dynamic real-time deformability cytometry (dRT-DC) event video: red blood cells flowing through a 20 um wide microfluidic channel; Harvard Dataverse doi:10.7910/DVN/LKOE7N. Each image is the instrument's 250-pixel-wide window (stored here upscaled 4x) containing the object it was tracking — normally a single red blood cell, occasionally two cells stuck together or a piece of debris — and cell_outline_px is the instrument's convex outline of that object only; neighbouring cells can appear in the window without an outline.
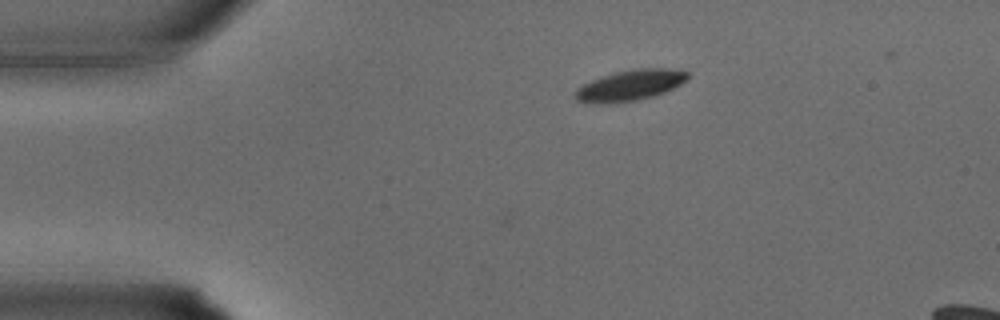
{"species": "common noctule bat (a hibernating species)", "species_latin": "Nyctalus noctula", "temperature_condition": "warm", "stored_images_in_passage": 2, "camera_frame_rate_fps": 3000, "um_per_image_px": 0.085, "animal": {"sex": "male", "body_mass_g": 15.6}, "frame": {"image": 1, "passage_image": 2, "time_ms": 0.333, "image_size_px": [1000, 320], "cell_outline_px": [[688, 76], [680, 84], [664, 92], [652, 96], [636, 100], [616, 104], [596, 104], [576, 100], [572, 96], [576, 88], [592, 80], [616, 72], [636, 68], [668, 68], [688, 72]], "centroid_in_image_um": [53.49, 7.27], "position_along_channel_um": 31.5, "area_um2": 20.11}}